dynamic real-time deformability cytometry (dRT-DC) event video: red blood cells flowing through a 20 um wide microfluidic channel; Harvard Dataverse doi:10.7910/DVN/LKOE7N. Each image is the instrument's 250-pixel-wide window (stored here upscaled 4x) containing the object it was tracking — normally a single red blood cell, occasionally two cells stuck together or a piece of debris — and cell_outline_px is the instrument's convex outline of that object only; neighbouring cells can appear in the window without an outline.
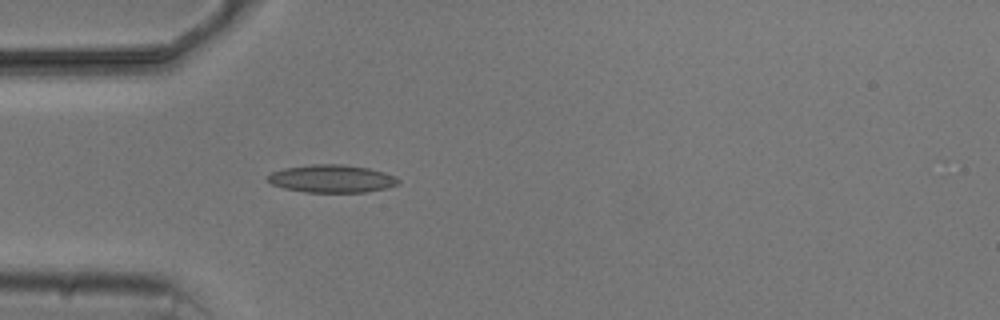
{"species": "common noctule bat (a hibernating species)", "species_latin": "Nyctalus noctula", "temperature_condition": "cold", "stored_images_in_passage": 4, "camera_frame_rate_fps": 3000, "um_per_image_px": 0.085, "animal": {"sex": "male", "body_mass_g": 20.5, "forearm_length_mm": 52.5}, "frame": {"image": 1, "passage_image": 4, "time_ms": 4.0, "image_size_px": [1000, 320], "cell_outline_px": [[400, 184], [388, 188], [364, 192], [304, 192], [284, 188], [272, 184], [268, 180], [268, 176], [272, 172], [284, 168], [312, 164], [340, 164], [368, 168], [384, 172], [396, 176], [400, 180]], "centroid_in_image_um": [28.24, 15.19], "position_along_channel_um": 56.8, "area_um2": 21.15}}